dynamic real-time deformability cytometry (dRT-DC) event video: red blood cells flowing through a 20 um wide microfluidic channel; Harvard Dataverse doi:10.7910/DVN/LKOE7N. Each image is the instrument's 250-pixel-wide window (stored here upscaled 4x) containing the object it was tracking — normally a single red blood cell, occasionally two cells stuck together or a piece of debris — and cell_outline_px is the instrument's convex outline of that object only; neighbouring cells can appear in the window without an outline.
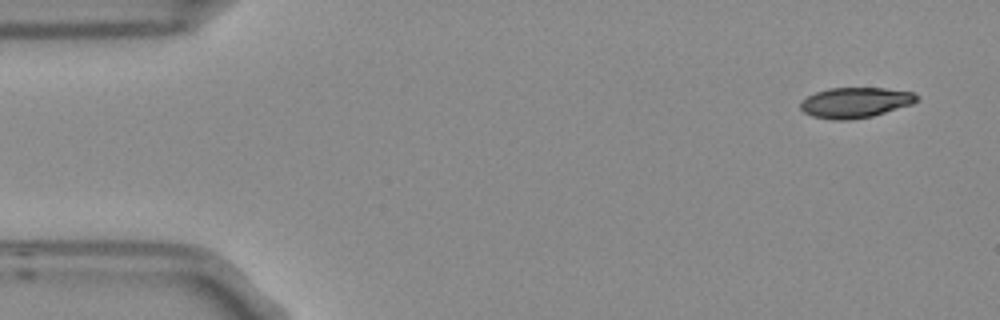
{"species": "Egyptian fruit bat (a non-hibernating species)", "species_latin": "Rousettus aegyptiacus", "temperature_condition": "room temperature", "stored_images_in_passage": 4, "camera_frame_rate_fps": 3000, "um_per_image_px": 0.085, "frame": {"image": 1, "passage_image": 1, "time_ms": 0.0, "image_size_px": [1000, 320], "cell_outline_px": [[916, 100], [912, 104], [872, 116], [848, 120], [832, 120], [812, 116], [804, 112], [800, 108], [800, 100], [816, 92], [828, 88], [884, 88], [912, 92], [916, 96]], "centroid_in_image_um": [72.64, 8.72], "position_along_channel_um": 12.4, "area_um2": 20.46}}
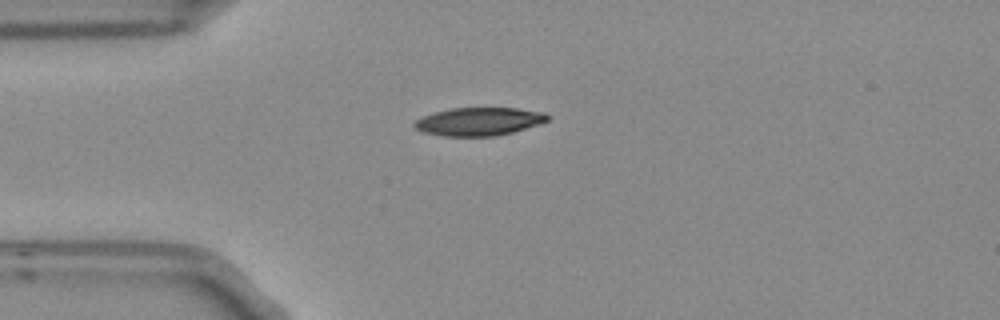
{"frame": {"image": 2, "passage_image": 4, "time_ms": 1.0, "image_size_px": [1000, 320], "cell_outline_px": [[548, 120], [540, 124], [512, 132], [496, 136], [444, 136], [424, 132], [416, 128], [412, 124], [416, 120], [424, 116], [436, 112], [452, 108], [516, 108], [544, 112], [548, 116]], "centroid_in_image_um": [40.73, 10.33], "position_along_channel_um": 44.3, "area_um2": 21.62}}